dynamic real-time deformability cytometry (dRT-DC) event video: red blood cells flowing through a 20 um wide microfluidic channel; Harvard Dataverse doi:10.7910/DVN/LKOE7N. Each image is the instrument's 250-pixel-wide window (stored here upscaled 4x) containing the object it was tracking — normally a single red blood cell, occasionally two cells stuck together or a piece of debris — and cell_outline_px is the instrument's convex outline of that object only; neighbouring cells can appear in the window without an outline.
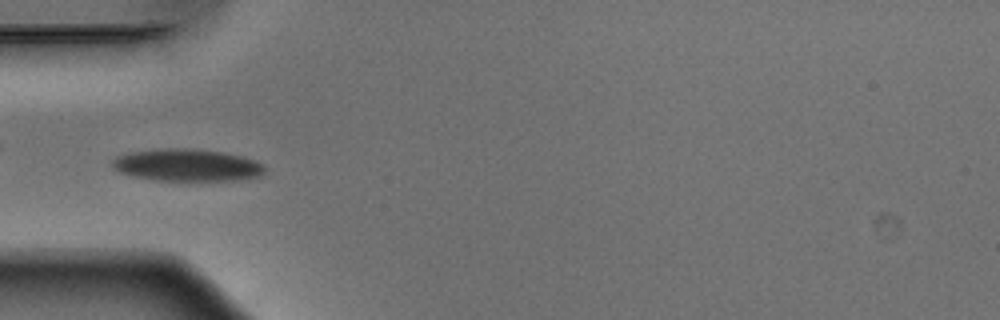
{"species": "Egyptian fruit bat (a non-hibernating species)", "species_latin": "Rousettus aegyptiacus", "temperature_condition": "warm", "stored_images_in_passage": 51, "camera_frame_rate_fps": 3000, "um_per_image_px": 0.085, "animal": {"sex": "male"}, "frame": {"image": 1, "passage_image": 16, "time_ms": 5.0, "image_size_px": [1000, 320], "cell_outline_px": [[264, 172], [260, 176], [236, 180], [156, 180], [132, 176], [120, 172], [112, 168], [112, 160], [116, 156], [128, 152], [164, 148], [196, 148], [224, 152], [240, 156], [264, 164]], "centroid_in_image_um": [15.86, 14.02], "position_along_channel_um": 69.1, "area_um2": 28.67}}
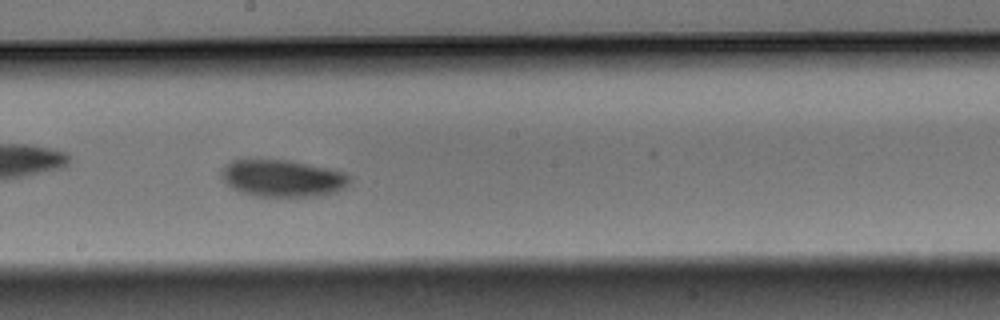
{"frame": {"image": 2, "passage_image": 28, "time_ms": 9.0, "image_size_px": [1000, 320], "cell_outline_px": [[352, 180], [344, 188], [336, 192], [324, 196], [256, 196], [240, 192], [232, 188], [220, 176], [220, 168], [224, 164], [232, 160], [288, 160], [328, 168], [344, 172], [352, 176]], "centroid_in_image_um": [24.03, 15.15], "position_along_channel_um": 224.2, "area_um2": 27.92}}
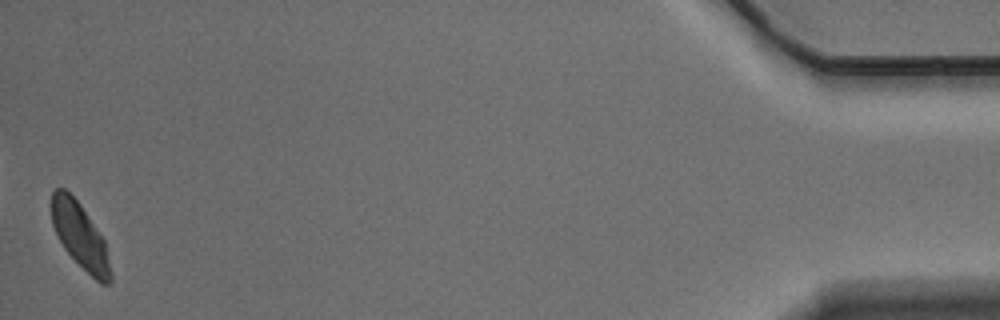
{"frame": {"image": 3, "passage_image": 51, "time_ms": 16.667, "image_size_px": [1000, 320], "cell_outline_px": [[112, 284], [100, 284], [64, 248], [52, 224], [52, 192], [56, 188], [64, 188], [80, 204], [104, 240], [112, 272]], "centroid_in_image_um": [6.83, 20.07], "position_along_channel_um": 428.4, "area_um2": 21.96}, "authors_computed_cell_mechanics": {"area_um2": 26.1256, "velocity_mm_per_s": 3.8688, "shape_relaxation_time_tau1_ms": 2.159, "shape_relaxation_time_tau2_ms": null, "deformation_change_tau1": 0.0906, "deformation_change_tau2": null}}